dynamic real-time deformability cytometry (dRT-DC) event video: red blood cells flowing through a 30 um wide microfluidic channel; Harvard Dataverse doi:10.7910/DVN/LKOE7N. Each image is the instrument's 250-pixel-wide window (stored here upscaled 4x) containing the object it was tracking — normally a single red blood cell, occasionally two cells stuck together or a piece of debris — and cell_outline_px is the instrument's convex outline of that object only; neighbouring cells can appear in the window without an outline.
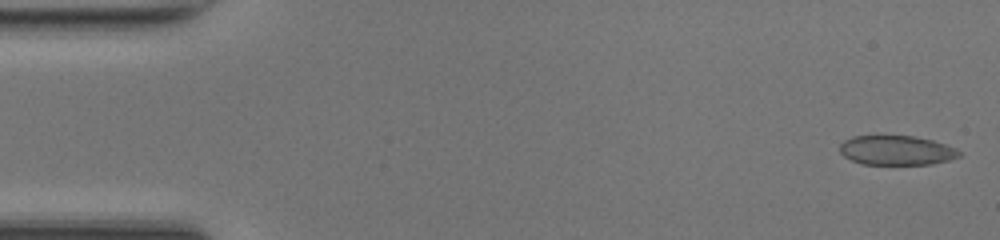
{"species": "common noctule bat (a hibernating species)", "species_latin": "Nyctalus noctula", "temperature_condition": "room temperature", "stored_images_in_passage": 48, "camera_frame_rate_fps": 3000, "um_per_image_px": 0.085, "animal": {"sex": "female", "body_mass_g": 17.0, "forearm_length_mm": 48.0}, "frame": {"image": 1, "passage_image": 1, "time_ms": 0.0, "image_size_px": [1000, 240], "cell_outline_px": [[960, 156], [948, 160], [932, 164], [864, 164], [852, 160], [844, 156], [840, 152], [840, 144], [844, 140], [852, 136], [912, 136], [932, 140], [956, 148], [960, 152]], "centroid_in_image_um": [76.19, 12.78], "position_along_channel_um": 8.8, "area_um2": 20.35}}
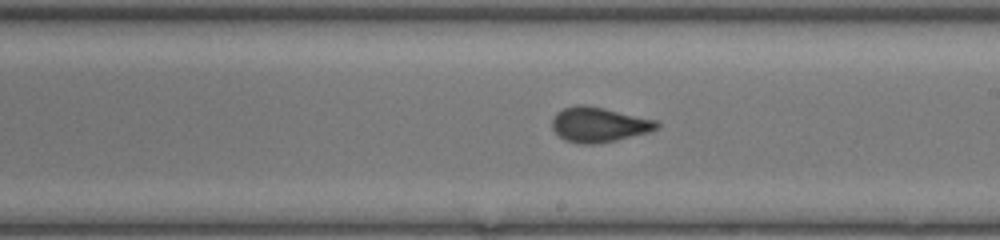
{"frame": {"image": 2, "passage_image": 27, "time_ms": 8.667, "image_size_px": [1000, 240], "cell_outline_px": [[660, 128], [648, 132], [616, 140], [596, 144], [580, 144], [564, 140], [552, 128], [552, 120], [556, 112], [564, 108], [576, 104], [584, 104], [604, 108], [656, 120], [660, 124]], "centroid_in_image_um": [50.89, 10.59], "position_along_channel_um": 238.1, "area_um2": 21.33}}
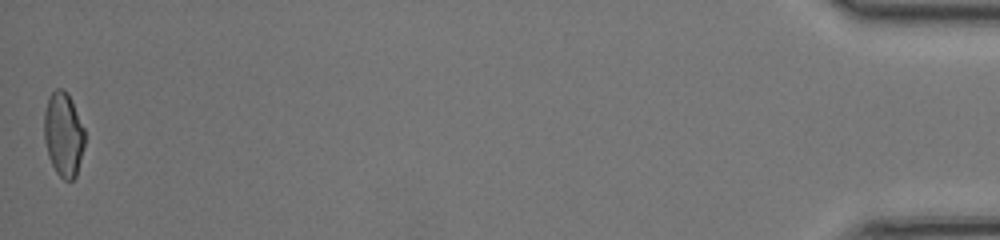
{"frame": {"image": 3, "passage_image": 48, "time_ms": 15.667, "image_size_px": [1000, 240], "cell_outline_px": [[84, 144], [76, 176], [72, 180], [64, 180], [56, 172], [48, 156], [44, 140], [44, 112], [48, 100], [52, 92], [56, 88], [60, 88], [68, 92], [72, 100], [84, 128]], "centroid_in_image_um": [5.39, 11.41], "position_along_channel_um": 429.8, "area_um2": 19.88}}